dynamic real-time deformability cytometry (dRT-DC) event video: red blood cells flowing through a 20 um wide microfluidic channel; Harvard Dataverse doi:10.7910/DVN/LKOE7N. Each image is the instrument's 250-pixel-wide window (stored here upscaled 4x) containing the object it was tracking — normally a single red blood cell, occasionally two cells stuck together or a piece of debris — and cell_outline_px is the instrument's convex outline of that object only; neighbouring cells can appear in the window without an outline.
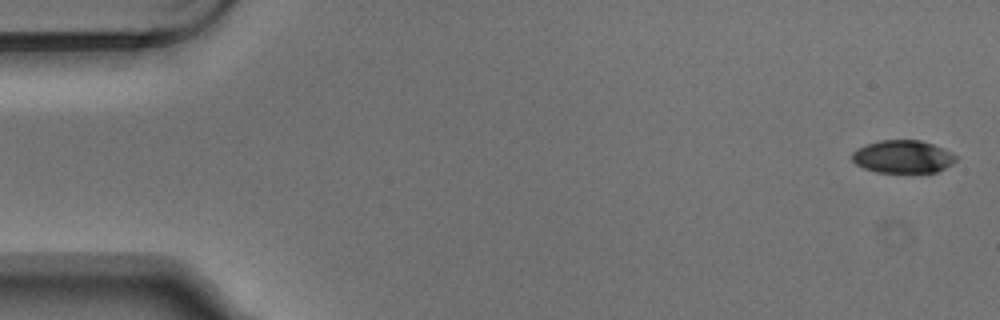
{"species": "Egyptian fruit bat (a non-hibernating species)", "species_latin": "Rousettus aegyptiacus", "temperature_condition": "warm", "stored_images_in_passage": 5, "camera_frame_rate_fps": 3000, "um_per_image_px": 0.085, "animal": {"sex": "male"}, "frame": {"image": 1, "passage_image": 1, "time_ms": 0.0, "image_size_px": [1000, 320], "cell_outline_px": [[956, 160], [952, 164], [936, 172], [876, 172], [864, 168], [856, 164], [852, 160], [852, 152], [856, 148], [880, 140], [920, 140], [944, 148], [952, 152], [956, 156]], "centroid_in_image_um": [76.74, 13.31], "position_along_channel_um": 8.3, "area_um2": 19.83}}
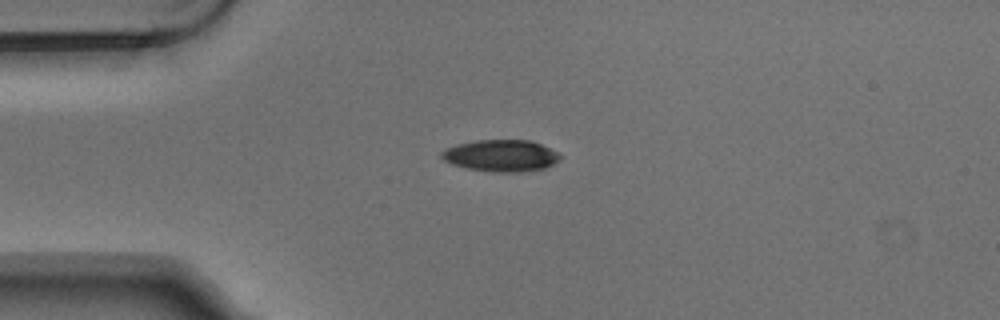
{"frame": {"image": 2, "passage_image": 4, "time_ms": 1.0, "image_size_px": [1000, 320], "cell_outline_px": [[560, 156], [552, 164], [544, 168], [520, 172], [492, 172], [468, 168], [452, 164], [444, 160], [440, 156], [440, 152], [456, 144], [476, 140], [532, 140], [556, 152]], "centroid_in_image_um": [42.53, 13.22], "position_along_channel_um": 42.5, "area_um2": 21.68}}